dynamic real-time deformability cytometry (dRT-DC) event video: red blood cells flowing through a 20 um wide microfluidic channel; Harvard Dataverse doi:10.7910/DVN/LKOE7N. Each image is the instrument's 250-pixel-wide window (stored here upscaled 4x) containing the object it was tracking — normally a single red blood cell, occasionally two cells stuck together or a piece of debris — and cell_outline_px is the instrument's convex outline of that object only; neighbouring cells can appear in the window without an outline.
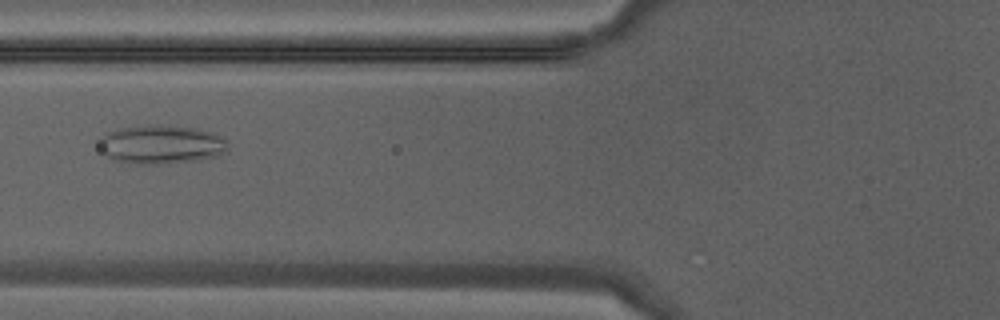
{"species": "Egyptian fruit bat (a non-hibernating species)", "species_latin": "Rousettus aegyptiacus", "temperature_condition": "warm", "stored_images_in_passage": 32, "camera_frame_rate_fps": 3000, "um_per_image_px": 0.085, "animal": {"sex": "male"}, "frame": {"image": 1, "passage_image": 8, "time_ms": 2.333, "image_size_px": [1000, 320], "cell_outline_px": [[228, 152], [216, 156], [200, 160], [156, 164], [128, 164], [112, 160], [104, 156], [100, 136], [104, 132], [124, 128], [160, 124], [196, 128], [212, 132], [220, 136], [228, 144]], "centroid_in_image_um": [13.71, 12.29], "position_along_channel_um": 112.1, "area_um2": 29.3}}
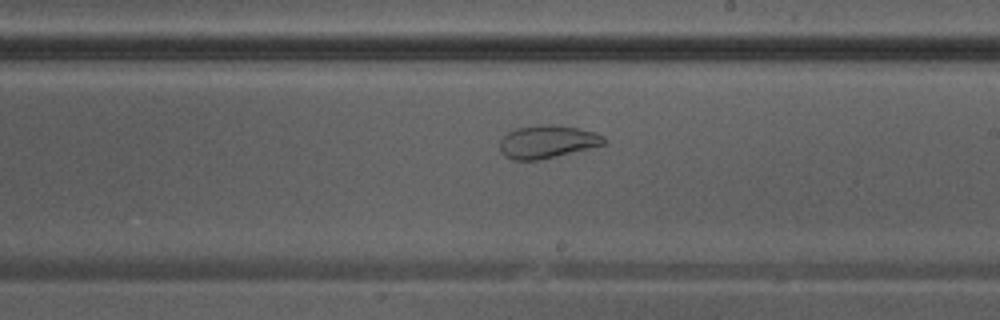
{"frame": {"image": 2, "passage_image": 16, "time_ms": 5.0, "image_size_px": [1000, 320], "cell_outline_px": [[608, 140], [604, 144], [556, 156], [536, 160], [512, 160], [504, 156], [500, 152], [500, 140], [508, 132], [516, 128], [536, 124], [552, 124], [576, 128], [592, 132], [604, 136]], "centroid_in_image_um": [46.47, 12.04], "position_along_channel_um": 242.5, "area_um2": 19.88}}